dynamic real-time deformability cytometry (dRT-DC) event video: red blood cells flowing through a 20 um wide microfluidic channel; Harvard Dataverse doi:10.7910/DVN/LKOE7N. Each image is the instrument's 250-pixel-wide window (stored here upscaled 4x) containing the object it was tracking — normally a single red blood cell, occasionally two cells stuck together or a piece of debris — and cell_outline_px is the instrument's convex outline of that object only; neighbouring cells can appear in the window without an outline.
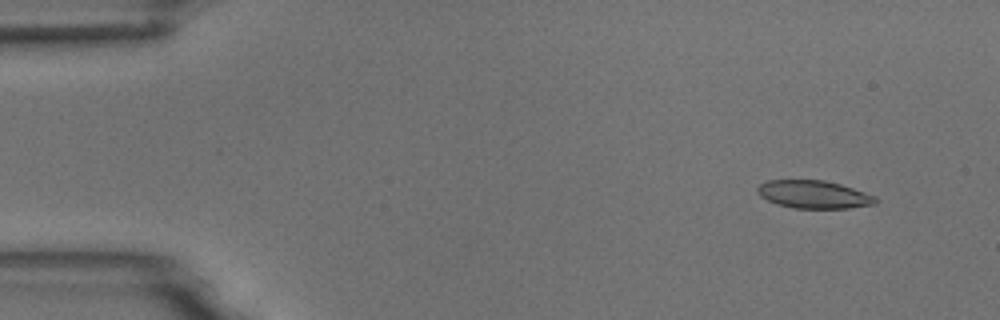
{"species": "common noctule bat (a hibernating species)", "species_latin": "Nyctalus noctula", "temperature_condition": "room temperature", "stored_images_in_passage": 54, "camera_frame_rate_fps": 3000, "um_per_image_px": 0.085, "animal": {"sex": "male", "body_mass_g": 18.8}, "frame": {"image": 1, "passage_image": 4, "time_ms": 1.0, "image_size_px": [1000, 320], "cell_outline_px": [[880, 200], [876, 204], [848, 208], [792, 208], [776, 204], [760, 196], [756, 192], [756, 188], [760, 184], [768, 180], [824, 180], [840, 184], [876, 196]], "centroid_in_image_um": [69.17, 16.53], "position_along_channel_um": 15.8, "area_um2": 19.31}}
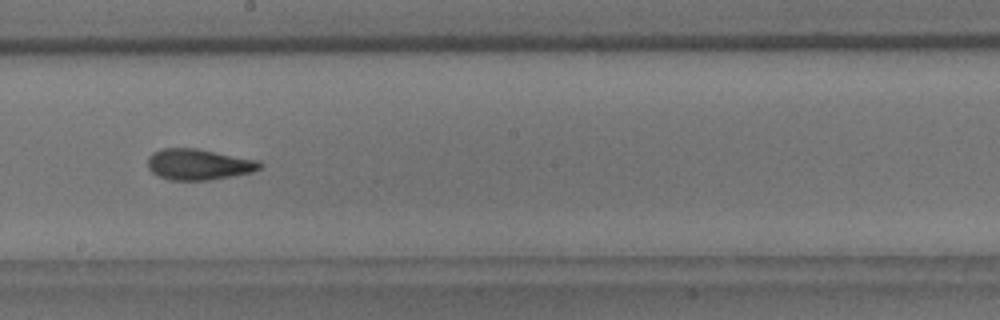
{"frame": {"image": 2, "passage_image": 30, "time_ms": 9.667, "image_size_px": [1000, 320], "cell_outline_px": [[264, 164], [260, 168], [252, 172], [232, 176], [208, 180], [168, 180], [152, 172], [148, 168], [148, 156], [152, 152], [160, 148], [196, 148], [260, 160]], "centroid_in_image_um": [16.89, 13.96], "position_along_channel_um": 231.3, "area_um2": 20.4}}
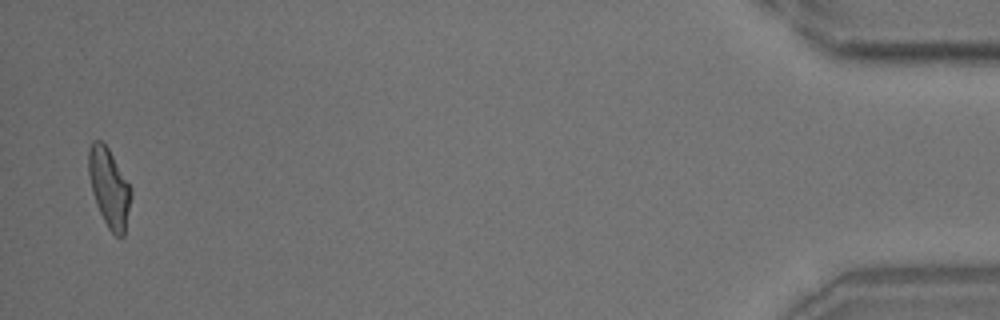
{"frame": {"image": 3, "passage_image": 53, "time_ms": 17.333, "image_size_px": [1000, 320], "cell_outline_px": [[132, 196], [124, 236], [120, 240], [108, 228], [96, 204], [92, 192], [88, 172], [88, 152], [92, 140], [100, 140], [108, 148], [132, 188]], "centroid_in_image_um": [9.29, 15.98], "position_along_channel_um": 425.9, "area_um2": 19.59}, "authors_computed_cell_mechanics": {"area_um2": 19.9121, "velocity_mm_per_s": 3.6744, "shape_relaxation_time_tau1_ms": 7.2671, "shape_relaxation_time_tau2_ms": 1.9704, "deformation_change_tau1": 0.2056, "deformation_change_tau2": 0.1011}}